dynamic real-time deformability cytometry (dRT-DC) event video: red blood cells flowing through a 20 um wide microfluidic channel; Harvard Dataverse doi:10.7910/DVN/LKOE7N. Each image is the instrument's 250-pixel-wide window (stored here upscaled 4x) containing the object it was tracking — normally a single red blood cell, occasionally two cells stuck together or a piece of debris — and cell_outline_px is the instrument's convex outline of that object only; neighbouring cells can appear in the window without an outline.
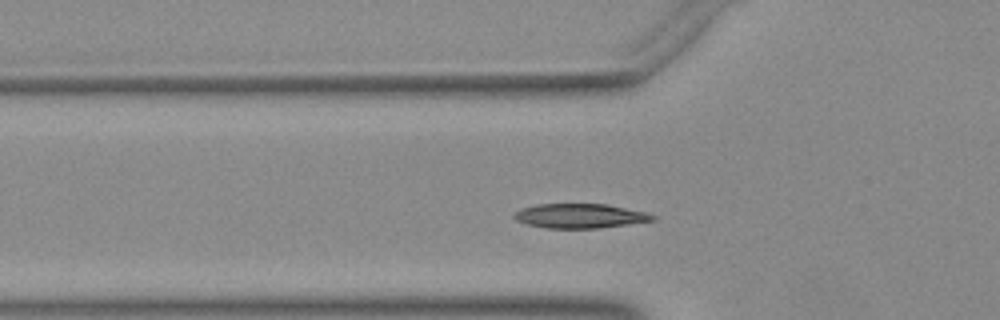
{"species": "Egyptian fruit bat (a non-hibernating species)", "species_latin": "Rousettus aegyptiacus", "temperature_condition": "warm", "stored_images_in_passage": 43, "camera_frame_rate_fps": 3000, "um_per_image_px": 0.085, "animal": {"sex": "female"}, "frame": {"image": 1, "passage_image": 8, "time_ms": 2.333, "image_size_px": [1000, 320], "cell_outline_px": [[656, 220], [600, 228], [544, 228], [528, 224], [516, 220], [512, 216], [516, 212], [524, 208], [540, 204], [608, 204], [644, 212], [656, 216]], "centroid_in_image_um": [49.32, 18.36], "position_along_channel_um": 76.5, "area_um2": 19.54}}
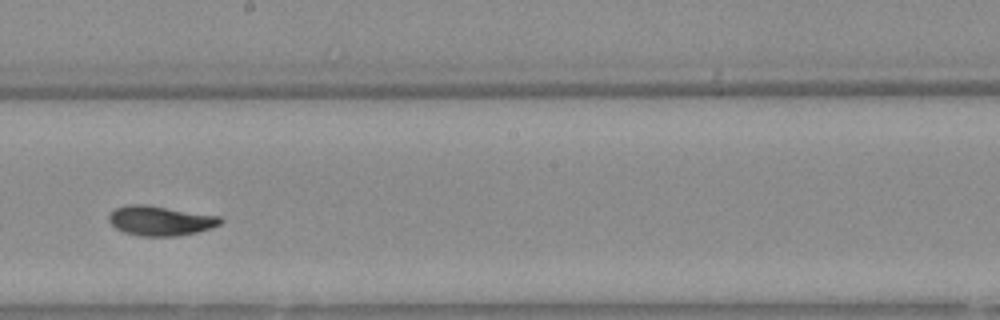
{"frame": {"image": 2, "passage_image": 20, "time_ms": 6.333, "image_size_px": [1000, 320], "cell_outline_px": [[224, 220], [220, 224], [212, 228], [196, 232], [176, 236], [140, 236], [124, 232], [116, 228], [108, 220], [108, 216], [116, 208], [128, 204], [144, 204], [220, 216]], "centroid_in_image_um": [13.64, 18.76], "position_along_channel_um": 234.6, "area_um2": 19.25}}
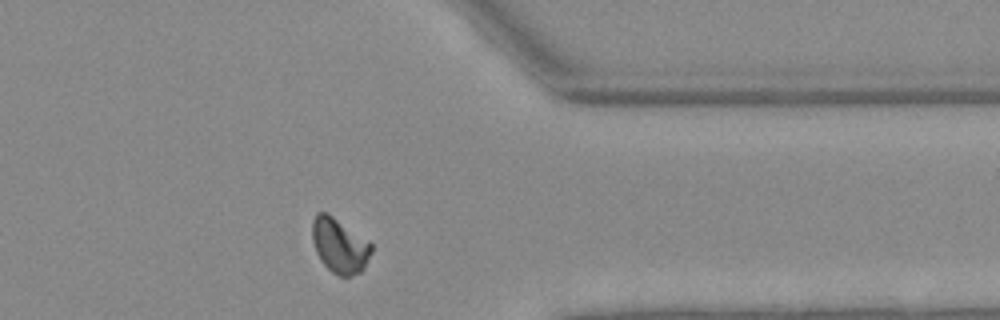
{"frame": {"image": 3, "passage_image": 32, "time_ms": 10.333, "image_size_px": [1000, 320], "cell_outline_px": [[372, 252], [364, 268], [360, 272], [348, 276], [340, 276], [332, 272], [320, 260], [316, 252], [312, 240], [312, 220], [316, 212], [324, 212], [332, 216], [368, 240], [372, 244]], "centroid_in_image_um": [28.85, 20.87], "position_along_channel_um": 382.5, "area_um2": 18.79}}